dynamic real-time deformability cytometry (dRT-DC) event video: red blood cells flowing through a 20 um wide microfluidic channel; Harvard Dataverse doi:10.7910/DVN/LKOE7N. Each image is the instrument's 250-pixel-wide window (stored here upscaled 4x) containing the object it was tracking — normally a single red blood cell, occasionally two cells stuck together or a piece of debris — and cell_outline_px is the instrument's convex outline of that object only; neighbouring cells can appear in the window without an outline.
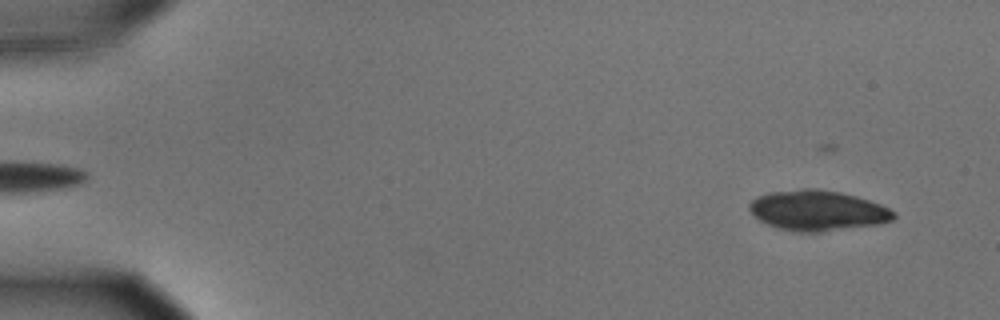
{"species": "common noctule bat (a hibernating species)", "species_latin": "Nyctalus noctula", "temperature_condition": "cold", "stored_images_in_passage": 20, "camera_frame_rate_fps": 3000, "um_per_image_px": 0.085, "animal": {"sex": "male", "body_mass_g": 15.6}, "frame": {"image": 1, "passage_image": 3, "time_ms": 0.667, "image_size_px": [1000, 320], "cell_outline_px": [[896, 216], [892, 220], [880, 224], [820, 232], [796, 232], [776, 228], [760, 220], [748, 208], [748, 204], [756, 196], [768, 192], [800, 188], [816, 188], [840, 192], [856, 196], [880, 204], [896, 212]], "centroid_in_image_um": [69.48, 17.89], "position_along_channel_um": 15.5, "area_um2": 34.16}}